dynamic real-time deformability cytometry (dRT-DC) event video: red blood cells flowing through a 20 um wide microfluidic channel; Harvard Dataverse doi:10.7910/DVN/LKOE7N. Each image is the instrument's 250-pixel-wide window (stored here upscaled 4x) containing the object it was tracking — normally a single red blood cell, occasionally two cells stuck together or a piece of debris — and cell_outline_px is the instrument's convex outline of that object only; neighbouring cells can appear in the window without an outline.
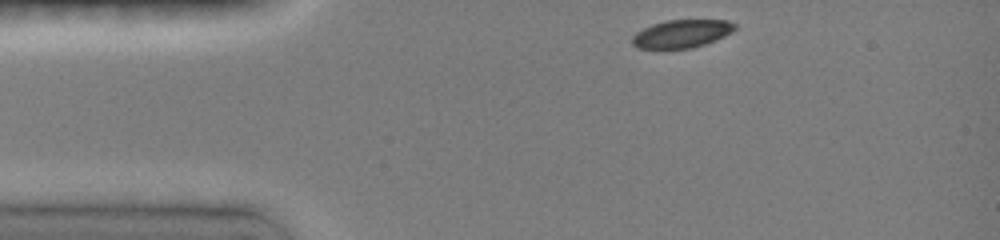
{"species": "common noctule bat (a hibernating species)", "species_latin": "Nyctalus noctula", "temperature_condition": "room temperature", "stored_images_in_passage": 12, "camera_frame_rate_fps": 3000, "um_per_image_px": 0.085, "animal": {"sex": "female", "body_mass_g": 19.0, "forearm_length_mm": 51.5}, "frame": {"image": 1, "passage_image": 1, "time_ms": 0.0, "image_size_px": [1000, 240], "cell_outline_px": [[736, 28], [732, 32], [716, 40], [692, 48], [636, 48], [632, 44], [632, 36], [636, 32], [652, 24], [668, 20], [728, 20], [736, 24]], "centroid_in_image_um": [57.95, 2.86], "position_along_channel_um": 27.1, "area_um2": 16.7}}
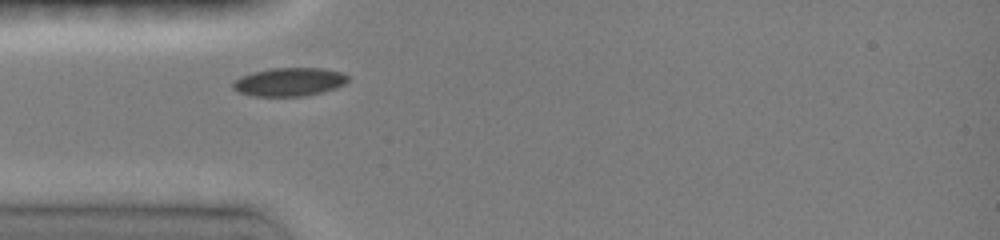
{"frame": {"image": 2, "passage_image": 11, "time_ms": 2.0, "image_size_px": [1000, 240], "cell_outline_px": [[348, 80], [344, 84], [336, 88], [304, 96], [252, 96], [240, 92], [232, 88], [232, 84], [240, 76], [252, 72], [272, 68], [324, 68], [340, 72], [348, 76]], "centroid_in_image_um": [24.58, 6.96], "position_along_channel_um": 60.4, "area_um2": 18.96}}